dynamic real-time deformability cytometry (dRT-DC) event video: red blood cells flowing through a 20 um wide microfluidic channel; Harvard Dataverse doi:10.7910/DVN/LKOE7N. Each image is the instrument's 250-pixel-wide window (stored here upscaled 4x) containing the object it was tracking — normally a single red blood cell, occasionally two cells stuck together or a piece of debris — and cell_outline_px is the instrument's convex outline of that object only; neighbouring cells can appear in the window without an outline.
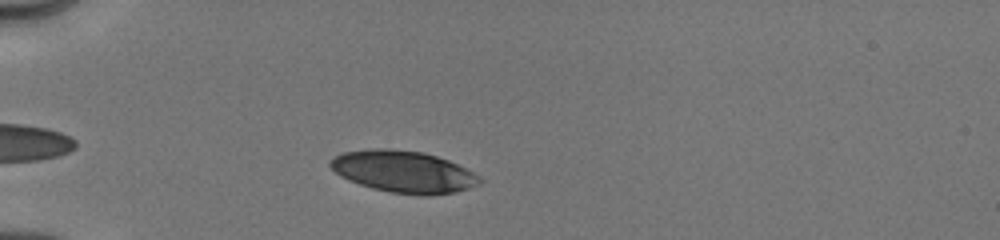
{"species": "human", "species_latin": "Homo sapiens", "temperature_condition": "cold", "stored_images_in_passage": 32, "camera_frame_rate_fps": 3000, "um_per_image_px": 0.085, "donor": {"sex": "male"}, "frame": {"image": 1, "passage_image": 5, "time_ms": 2.0, "image_size_px": [1000, 240], "cell_outline_px": [[484, 180], [480, 184], [456, 192], [428, 196], [420, 196], [392, 192], [372, 188], [348, 180], [340, 176], [328, 164], [328, 160], [332, 156], [344, 152], [372, 148], [388, 148], [424, 152], [448, 160], [480, 176]], "centroid_in_image_um": [34.28, 14.59], "position_along_channel_um": 50.7, "area_um2": 36.65}}
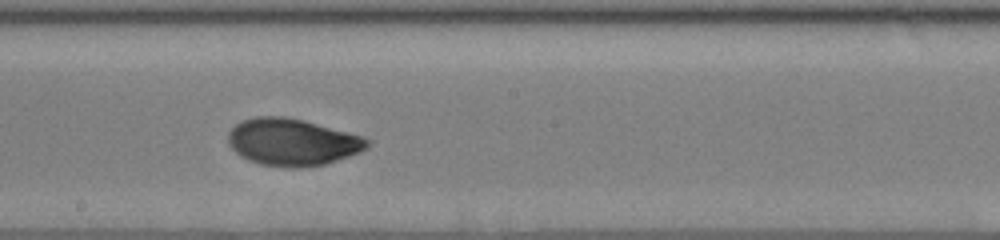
{"frame": {"image": 2, "passage_image": 19, "time_ms": 7.0, "image_size_px": [1000, 240], "cell_outline_px": [[368, 148], [360, 152], [324, 164], [300, 168], [288, 168], [260, 164], [248, 160], [240, 156], [232, 148], [228, 140], [228, 132], [236, 124], [244, 120], [256, 116], [284, 116], [304, 120], [364, 136], [368, 140]], "centroid_in_image_um": [24.84, 12.08], "position_along_channel_um": 223.4, "area_um2": 38.15}}
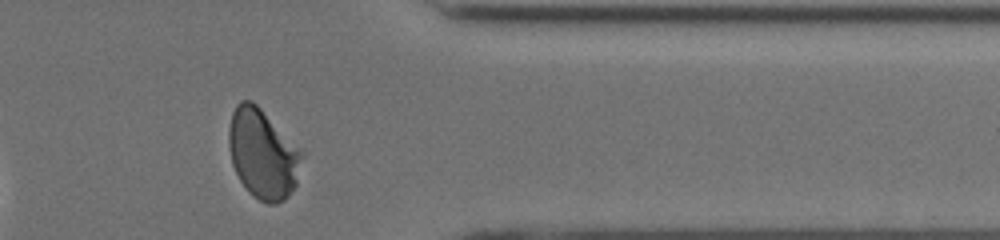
{"frame": {"image": 3, "passage_image": 30, "time_ms": 11.333, "image_size_px": [1000, 240], "cell_outline_px": [[304, 156], [296, 184], [288, 196], [284, 200], [276, 204], [268, 204], [252, 196], [248, 192], [240, 180], [232, 164], [228, 144], [228, 128], [232, 112], [236, 104], [240, 100], [252, 100], [300, 148]], "centroid_in_image_um": [22.33, 13.08], "position_along_channel_um": 389.1, "area_um2": 38.26}, "authors_computed_cell_mechanics": {"area_um2": 36.8186, "velocity_mm_per_s": 4.0067, "shape_relaxation_time_tau1_ms": 3.0272, "shape_relaxation_time_tau2_ms": 0.8451, "deformation_change_tau1": 0.1507, "deformation_change_tau2": 0.0368}}